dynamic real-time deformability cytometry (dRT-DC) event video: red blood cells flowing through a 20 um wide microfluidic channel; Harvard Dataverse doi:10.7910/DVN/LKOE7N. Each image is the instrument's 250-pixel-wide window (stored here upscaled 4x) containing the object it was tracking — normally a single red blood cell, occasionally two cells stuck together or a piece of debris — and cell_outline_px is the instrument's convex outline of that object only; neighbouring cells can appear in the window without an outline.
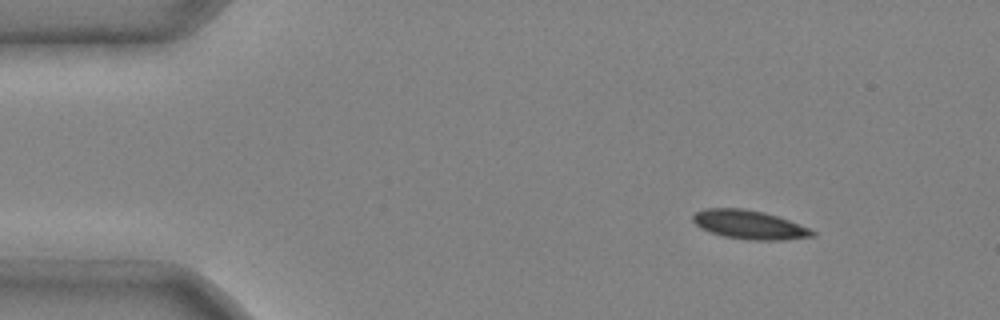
{"species": "common noctule bat (a hibernating species)", "species_latin": "Nyctalus noctula", "temperature_condition": "cold", "stored_images_in_passage": 3, "camera_frame_rate_fps": 3000, "um_per_image_px": 0.085, "animal": {"sex": "male", "body_mass_g": 20.4}, "frame": {"image": 1, "passage_image": 1, "time_ms": 0.0, "image_size_px": [1000, 320], "cell_outline_px": [[816, 236], [784, 240], [748, 240], [724, 236], [700, 228], [692, 220], [692, 216], [696, 212], [704, 208], [744, 208], [764, 212], [788, 220], [808, 228], [816, 232]], "centroid_in_image_um": [63.68, 19.1], "position_along_channel_um": 21.3, "area_um2": 20.0}}